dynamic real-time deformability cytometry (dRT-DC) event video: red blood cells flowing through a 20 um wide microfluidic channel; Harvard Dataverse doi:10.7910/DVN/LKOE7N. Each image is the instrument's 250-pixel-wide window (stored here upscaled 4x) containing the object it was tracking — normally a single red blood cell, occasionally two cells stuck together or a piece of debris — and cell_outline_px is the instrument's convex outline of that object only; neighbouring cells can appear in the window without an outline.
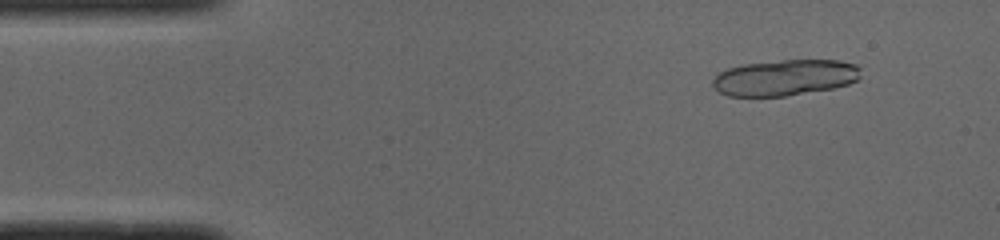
{"species": "common noctule bat (a hibernating species)", "species_latin": "Nyctalus noctula", "temperature_condition": "cold", "stored_images_in_passage": 16, "camera_frame_rate_fps": 3000, "um_per_image_px": 0.085, "animal": {"sex": "male", "body_mass_g": 19.0, "forearm_length_mm": 50.8}, "frame": {"image": 1, "passage_image": 5, "time_ms": 1.333, "image_size_px": [1000, 240], "cell_outline_px": [[860, 76], [856, 80], [848, 84], [832, 88], [784, 96], [728, 96], [720, 92], [712, 84], [712, 80], [720, 72], [728, 68], [744, 64], [784, 60], [840, 60], [856, 64], [860, 68]], "centroid_in_image_um": [66.73, 6.59], "position_along_channel_um": 18.3, "area_um2": 30.87}}